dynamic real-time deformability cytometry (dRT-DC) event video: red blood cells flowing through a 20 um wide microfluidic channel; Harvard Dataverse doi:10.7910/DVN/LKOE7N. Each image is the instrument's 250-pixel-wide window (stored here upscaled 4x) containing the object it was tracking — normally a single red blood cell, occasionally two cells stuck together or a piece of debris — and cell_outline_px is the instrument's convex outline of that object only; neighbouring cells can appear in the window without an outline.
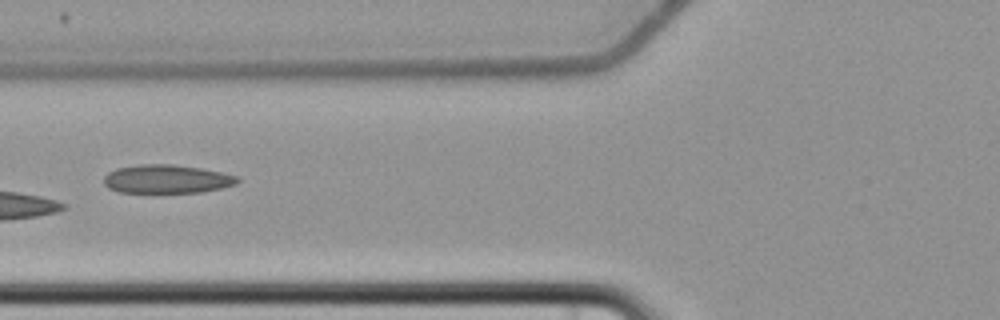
{"species": "common noctule bat (a hibernating species)", "species_latin": "Nyctalus noctula", "temperature_condition": "cold", "stored_images_in_passage": 6, "camera_frame_rate_fps": 3000, "um_per_image_px": 0.085, "animal": {"sex": "female", "body_mass_g": 22.7, "forearm_length_mm": 54.2}, "frame": {"image": 1, "passage_image": 6, "time_ms": 7.0, "image_size_px": [1000, 320], "cell_outline_px": [[240, 180], [236, 184], [220, 188], [200, 192], [120, 192], [108, 188], [104, 184], [104, 176], [108, 172], [116, 168], [140, 164], [172, 164], [200, 168], [224, 172], [236, 176]], "centroid_in_image_um": [14.16, 15.21], "position_along_channel_um": 111.6, "area_um2": 22.2}}